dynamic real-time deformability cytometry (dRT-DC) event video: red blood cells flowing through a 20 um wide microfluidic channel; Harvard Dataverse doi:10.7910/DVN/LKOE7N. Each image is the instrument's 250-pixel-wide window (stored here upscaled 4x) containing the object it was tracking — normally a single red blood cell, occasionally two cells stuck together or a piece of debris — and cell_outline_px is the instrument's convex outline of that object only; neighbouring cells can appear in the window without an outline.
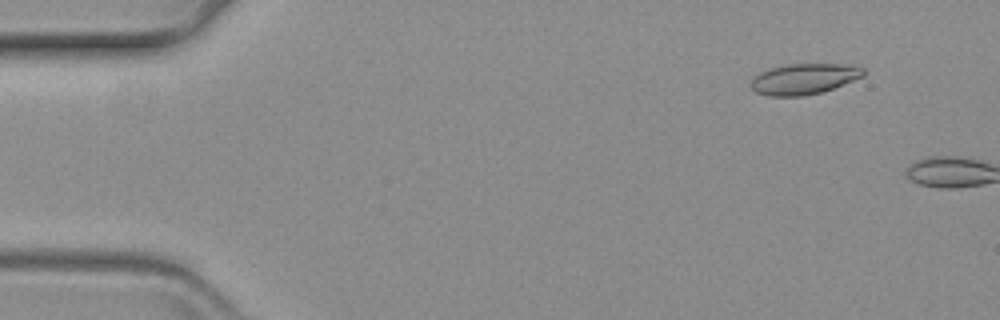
{"species": "common noctule bat (a hibernating species)", "species_latin": "Nyctalus noctula", "temperature_condition": "warm", "stored_images_in_passage": 7, "camera_frame_rate_fps": 3000, "um_per_image_px": 0.085, "animal": {"sex": "female", "body_mass_g": 19.3, "forearm_length_mm": 54.1}, "frame": {"image": 1, "passage_image": 6, "time_ms": 1.667, "image_size_px": [1000, 320], "cell_outline_px": [[864, 76], [832, 88], [820, 92], [804, 96], [768, 96], [756, 92], [748, 84], [760, 72], [768, 68], [788, 64], [844, 64], [864, 68]], "centroid_in_image_um": [68.3, 6.7], "position_along_channel_um": 16.7, "area_um2": 20.06}}